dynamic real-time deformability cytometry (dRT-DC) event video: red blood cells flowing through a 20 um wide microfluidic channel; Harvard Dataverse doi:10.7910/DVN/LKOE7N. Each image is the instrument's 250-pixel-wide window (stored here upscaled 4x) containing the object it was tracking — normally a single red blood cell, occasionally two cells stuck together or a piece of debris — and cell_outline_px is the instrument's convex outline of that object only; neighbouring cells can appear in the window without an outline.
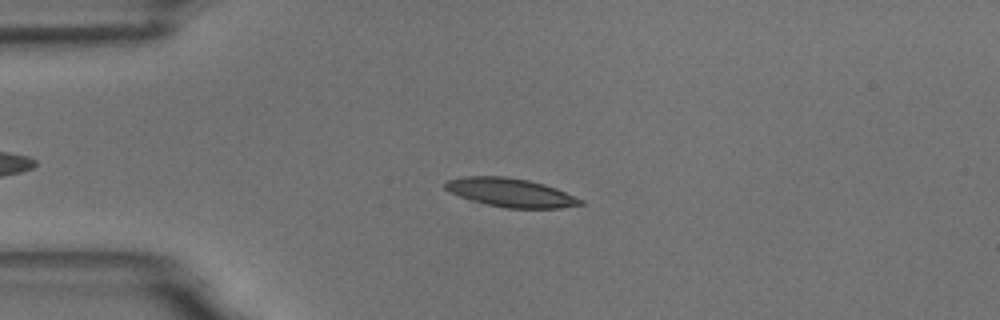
{"species": "common noctule bat (a hibernating species)", "species_latin": "Nyctalus noctula", "temperature_condition": "room temperature", "stored_images_in_passage": 51, "camera_frame_rate_fps": 3000, "um_per_image_px": 0.085, "animal": {"sex": "male", "body_mass_g": 18.8}, "frame": {"image": 1, "passage_image": 14, "time_ms": 4.333, "image_size_px": [1000, 320], "cell_outline_px": [[584, 204], [560, 208], [504, 208], [472, 200], [460, 196], [444, 188], [444, 184], [448, 180], [464, 176], [504, 176], [528, 180], [544, 184], [556, 188], [584, 200]], "centroid_in_image_um": [43.43, 16.37], "position_along_channel_um": 41.6, "area_um2": 22.43}}
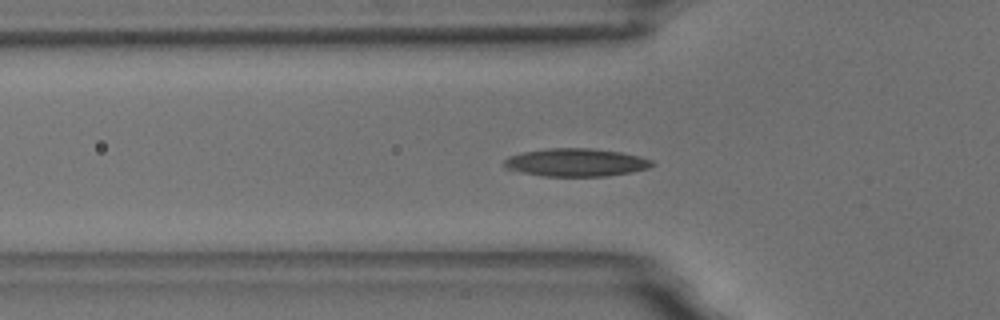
{"frame": {"image": 2, "passage_image": 19, "time_ms": 6.0, "image_size_px": [1000, 320], "cell_outline_px": [[656, 164], [648, 168], [608, 176], [544, 176], [504, 168], [504, 160], [508, 156], [524, 152], [548, 148], [588, 148], [620, 152], [640, 156], [652, 160]], "centroid_in_image_um": [48.96, 13.8], "position_along_channel_um": 76.8, "area_um2": 23.93}}
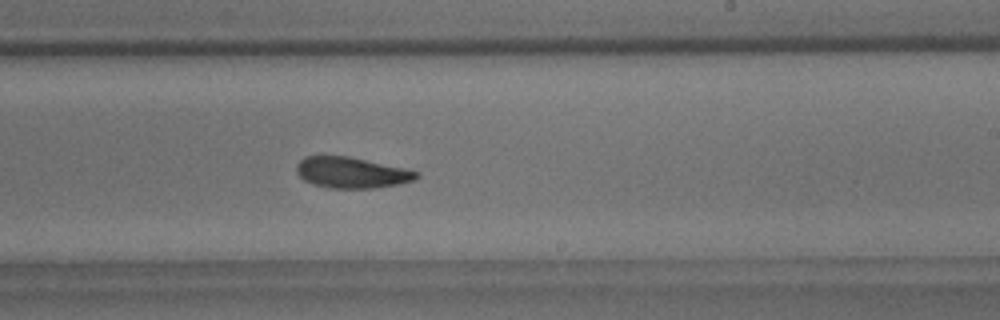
{"frame": {"image": 3, "passage_image": 34, "time_ms": 11.0, "image_size_px": [1000, 320], "cell_outline_px": [[420, 176], [416, 180], [376, 188], [328, 188], [312, 184], [304, 180], [296, 172], [296, 164], [304, 156], [348, 156], [404, 168], [420, 172]], "centroid_in_image_um": [29.87, 14.67], "position_along_channel_um": 259.1, "area_um2": 21.68}, "authors_computed_cell_mechanics": {"area_um2": 21.675, "velocity_mm_per_s": 3.6285, "shape_relaxation_time_tau1_ms": 4.2472, "shape_relaxation_time_tau2_ms": 2.7446, "deformation_change_tau1": 0.1488, "deformation_change_tau2": 0.1008}}